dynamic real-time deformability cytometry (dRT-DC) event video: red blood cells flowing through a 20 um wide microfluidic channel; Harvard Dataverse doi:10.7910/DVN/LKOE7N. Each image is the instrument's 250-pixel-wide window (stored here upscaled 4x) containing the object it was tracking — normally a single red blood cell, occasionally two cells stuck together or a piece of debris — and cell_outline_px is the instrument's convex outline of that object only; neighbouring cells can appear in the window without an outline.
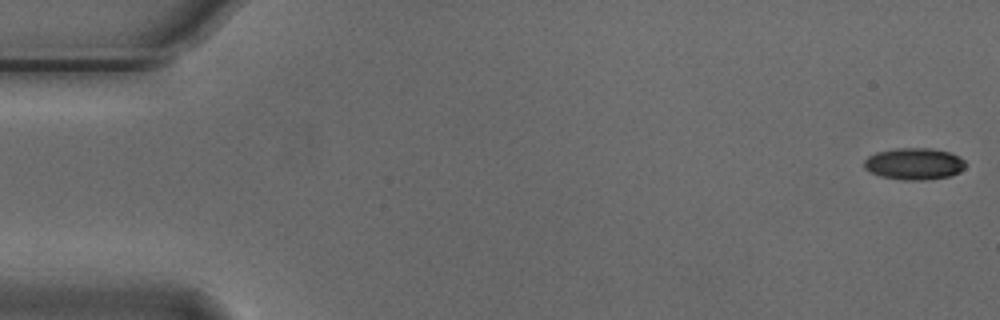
{"species": "Egyptian fruit bat (a non-hibernating species)", "species_latin": "Rousettus aegyptiacus", "temperature_condition": "cold", "stored_images_in_passage": 55, "camera_frame_rate_fps": 3000, "um_per_image_px": 0.085, "animal": {"sex": "male"}, "frame": {"image": 1, "passage_image": 1, "time_ms": 0.0, "image_size_px": [1000, 320], "cell_outline_px": [[968, 164], [960, 172], [952, 176], [924, 180], [904, 180], [880, 176], [864, 168], [864, 160], [868, 156], [876, 152], [896, 148], [932, 148], [948, 152], [960, 156]], "centroid_in_image_um": [77.74, 13.92], "position_along_channel_um": 7.3, "area_um2": 18.96}}
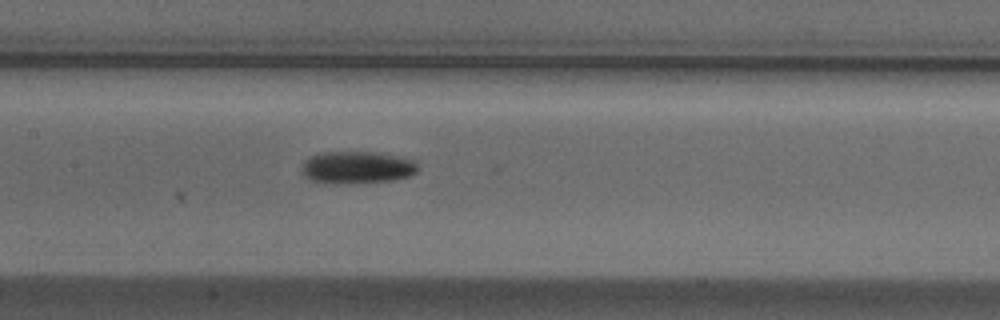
{"frame": {"image": 2, "passage_image": 26, "time_ms": 8.333, "image_size_px": [1000, 320], "cell_outline_px": [[420, 168], [412, 176], [396, 180], [352, 184], [332, 184], [312, 180], [304, 176], [300, 172], [304, 160], [312, 156], [324, 152], [372, 152], [396, 156], [412, 160]], "centroid_in_image_um": [30.34, 14.26], "position_along_channel_um": 177.1, "area_um2": 22.14}}
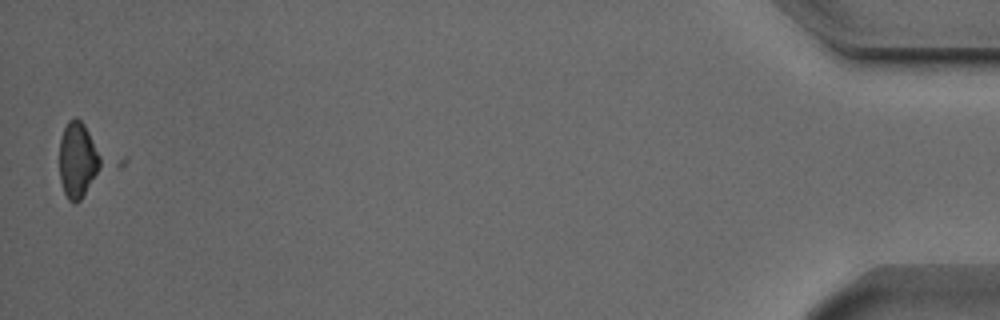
{"frame": {"image": 3, "passage_image": 54, "time_ms": 17.667, "image_size_px": [1000, 320], "cell_outline_px": [[128, 160], [120, 168], [80, 200], [68, 200], [64, 192], [60, 180], [60, 140], [64, 128], [68, 120], [76, 116], [128, 156]], "centroid_in_image_um": [7.31, 13.54], "position_along_channel_um": 427.9, "area_um2": 25.66}}